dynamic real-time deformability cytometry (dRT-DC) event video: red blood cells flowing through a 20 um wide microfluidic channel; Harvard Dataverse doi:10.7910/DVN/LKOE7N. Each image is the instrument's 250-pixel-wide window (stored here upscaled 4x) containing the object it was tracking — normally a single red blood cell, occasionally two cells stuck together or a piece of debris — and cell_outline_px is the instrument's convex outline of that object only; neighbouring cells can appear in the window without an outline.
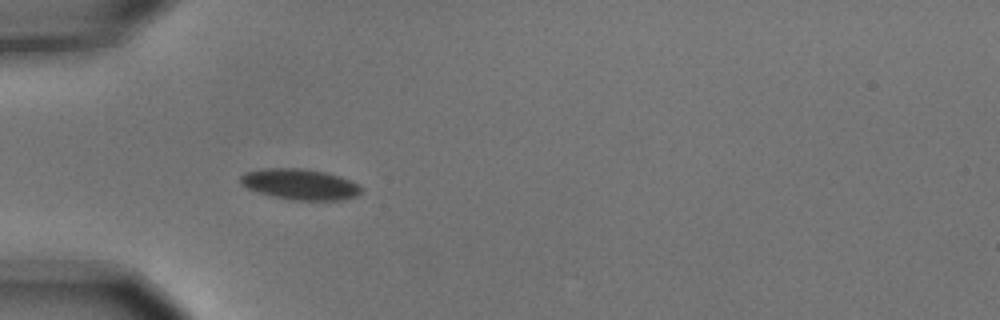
{"species": "common noctule bat (a hibernating species)", "species_latin": "Nyctalus noctula", "temperature_condition": "cold", "stored_images_in_passage": 6, "camera_frame_rate_fps": 3000, "um_per_image_px": 0.085, "animal": {"sex": "male", "body_mass_g": 15.6}, "frame": {"image": 1, "passage_image": 6, "time_ms": 1.667, "image_size_px": [1000, 320], "cell_outline_px": [[364, 188], [356, 196], [344, 200], [292, 200], [272, 196], [248, 188], [240, 184], [240, 176], [244, 172], [264, 168], [300, 168], [324, 172], [340, 176], [360, 184]], "centroid_in_image_um": [25.52, 15.66], "position_along_channel_um": 59.5, "area_um2": 21.79}}